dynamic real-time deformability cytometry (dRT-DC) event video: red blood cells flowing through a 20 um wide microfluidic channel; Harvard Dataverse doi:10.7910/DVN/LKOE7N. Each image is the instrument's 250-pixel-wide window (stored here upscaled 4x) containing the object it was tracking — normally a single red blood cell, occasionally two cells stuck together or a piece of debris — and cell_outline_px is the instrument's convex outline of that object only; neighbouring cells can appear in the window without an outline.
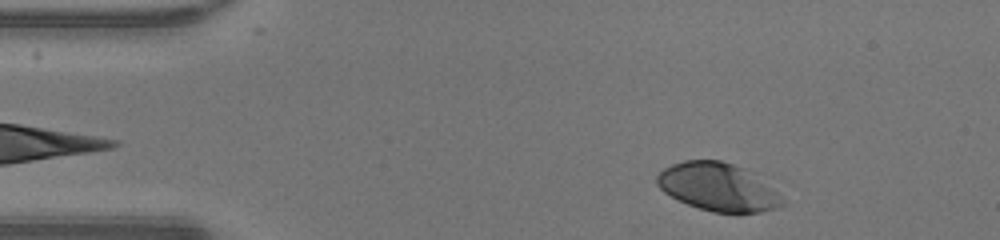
{"species": "human", "species_latin": "Homo sapiens", "temperature_condition": "warm", "stored_images_in_passage": 34, "camera_frame_rate_fps": 3000, "um_per_image_px": 0.085, "donor": {"sex": "male"}, "frame": {"image": 1, "passage_image": 2, "time_ms": 0.333, "image_size_px": [1000, 240], "cell_outline_px": [[788, 204], [776, 208], [760, 212], [736, 216], [712, 212], [688, 204], [664, 192], [656, 184], [656, 176], [664, 168], [672, 164], [684, 160], [720, 160], [772, 176], [784, 188]], "centroid_in_image_um": [61.34, 15.91], "position_along_channel_um": 23.7, "area_um2": 37.86}}
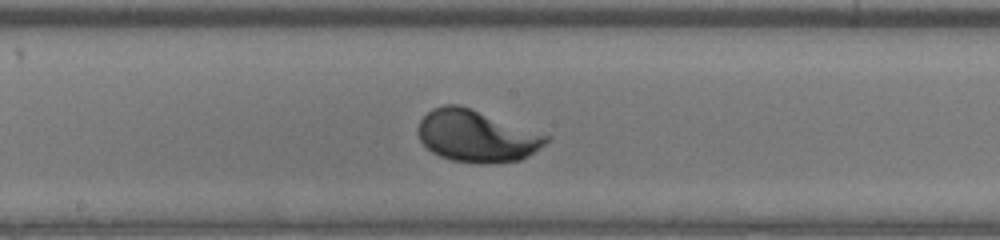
{"frame": {"image": 2, "passage_image": 20, "time_ms": 6.333, "image_size_px": [1000, 240], "cell_outline_px": [[552, 136], [544, 144], [528, 156], [520, 160], [492, 164], [480, 164], [452, 160], [440, 156], [432, 152], [420, 140], [416, 132], [416, 128], [420, 120], [432, 108], [444, 104], [460, 104], [472, 108]], "centroid_in_image_um": [40.5, 11.55], "position_along_channel_um": 207.7, "area_um2": 39.13}}
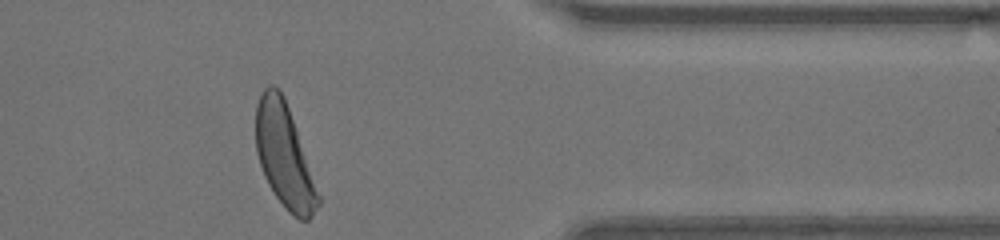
{"frame": {"image": 3, "passage_image": 34, "time_ms": 11.0, "image_size_px": [1000, 240], "cell_outline_px": [[320, 204], [312, 216], [308, 220], [300, 220], [292, 216], [284, 208], [268, 184], [264, 176], [256, 152], [256, 104], [260, 92], [268, 84], [272, 84], [284, 96], [320, 196]], "centroid_in_image_um": [24.15, 13.26], "position_along_channel_um": 387.3, "area_um2": 37.22}}